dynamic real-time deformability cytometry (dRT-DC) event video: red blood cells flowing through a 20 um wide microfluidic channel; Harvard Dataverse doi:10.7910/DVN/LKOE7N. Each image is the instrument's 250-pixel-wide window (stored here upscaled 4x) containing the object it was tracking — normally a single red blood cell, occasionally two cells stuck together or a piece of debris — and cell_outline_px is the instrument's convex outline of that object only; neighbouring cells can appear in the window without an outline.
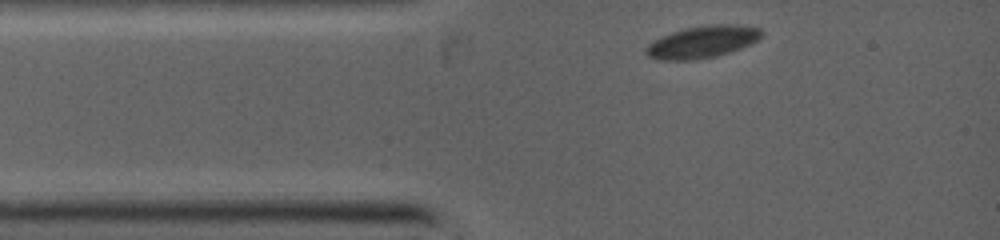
{"species": "common noctule bat (a hibernating species)", "species_latin": "Nyctalus noctula", "temperature_condition": "warm", "stored_images_in_passage": 11, "camera_frame_rate_fps": 5000, "um_per_image_px": 0.085, "animal": {"sex": "female", "body_mass_g": 19.0, "forearm_length_mm": 53.3}, "frame": {"image": 1, "passage_image": 1, "time_ms": 0.0, "image_size_px": [1000, 240], "cell_outline_px": [[764, 32], [760, 40], [752, 44], [716, 56], [692, 60], [656, 60], [648, 56], [644, 52], [648, 44], [660, 36], [684, 28], [708, 24], [736, 24], [760, 28]], "centroid_in_image_um": [59.72, 3.55], "position_along_channel_um": 25.3, "area_um2": 21.91}}
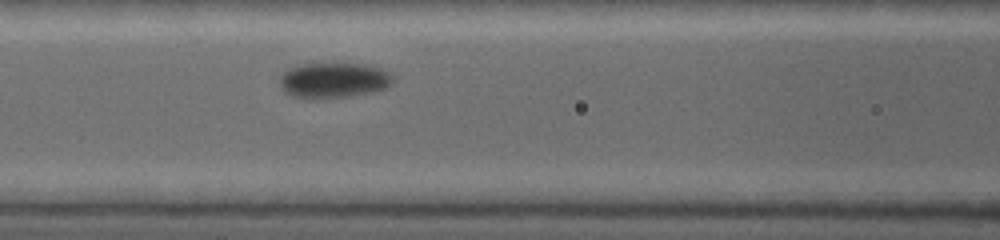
{"frame": {"image": 2, "passage_image": 7, "time_ms": 3.0, "image_size_px": [1000, 240], "cell_outline_px": [[392, 80], [388, 88], [372, 92], [352, 96], [292, 96], [284, 92], [280, 88], [280, 76], [288, 68], [300, 64], [332, 60], [368, 64], [380, 68], [388, 72], [392, 76]], "centroid_in_image_um": [28.37, 6.73], "position_along_channel_um": 138.2, "area_um2": 23.81}}
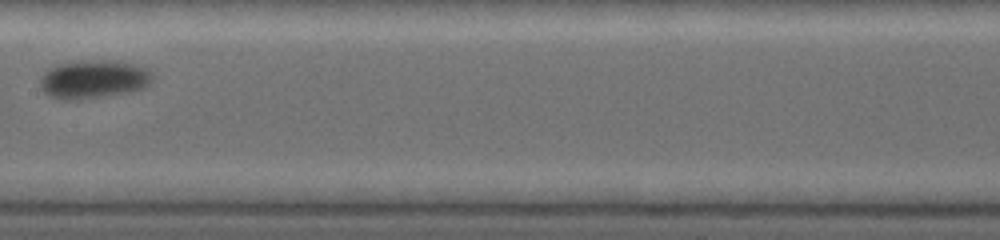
{"frame": {"image": 3, "passage_image": 10, "time_ms": 4.4, "image_size_px": [1000, 240], "cell_outline_px": [[152, 80], [144, 88], [132, 92], [80, 100], [60, 100], [48, 96], [40, 88], [40, 76], [48, 68], [60, 64], [84, 60], [104, 60], [136, 64], [144, 68], [152, 76]], "centroid_in_image_um": [7.9, 6.76], "position_along_channel_um": 199.5, "area_um2": 25.37}}